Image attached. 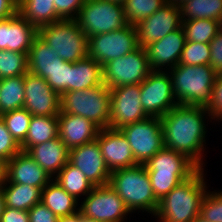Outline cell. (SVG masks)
Returning <instances> with one entry per match:
<instances>
[{"label": "cell", "mask_w": 222, "mask_h": 222, "mask_svg": "<svg viewBox=\"0 0 222 222\" xmlns=\"http://www.w3.org/2000/svg\"><path fill=\"white\" fill-rule=\"evenodd\" d=\"M204 116L206 119L210 117L205 107L178 104L160 118L164 147L183 153L199 168L204 167L202 152L207 137Z\"/></svg>", "instance_id": "6da1fadb"}, {"label": "cell", "mask_w": 222, "mask_h": 222, "mask_svg": "<svg viewBox=\"0 0 222 222\" xmlns=\"http://www.w3.org/2000/svg\"><path fill=\"white\" fill-rule=\"evenodd\" d=\"M204 168H199L187 180L173 188L160 201L156 214L160 222H191L200 216L207 186Z\"/></svg>", "instance_id": "7a4b0ae2"}, {"label": "cell", "mask_w": 222, "mask_h": 222, "mask_svg": "<svg viewBox=\"0 0 222 222\" xmlns=\"http://www.w3.org/2000/svg\"><path fill=\"white\" fill-rule=\"evenodd\" d=\"M124 201L130 213L146 211L154 216L159 206L150 177L144 165H135L111 172L108 184Z\"/></svg>", "instance_id": "3957f363"}, {"label": "cell", "mask_w": 222, "mask_h": 222, "mask_svg": "<svg viewBox=\"0 0 222 222\" xmlns=\"http://www.w3.org/2000/svg\"><path fill=\"white\" fill-rule=\"evenodd\" d=\"M144 166L150 177L154 195L159 201L199 169L183 153L165 147L150 158Z\"/></svg>", "instance_id": "277c9868"}, {"label": "cell", "mask_w": 222, "mask_h": 222, "mask_svg": "<svg viewBox=\"0 0 222 222\" xmlns=\"http://www.w3.org/2000/svg\"><path fill=\"white\" fill-rule=\"evenodd\" d=\"M179 105L206 107L211 99L217 73L210 65H181L167 70Z\"/></svg>", "instance_id": "5b68a950"}, {"label": "cell", "mask_w": 222, "mask_h": 222, "mask_svg": "<svg viewBox=\"0 0 222 222\" xmlns=\"http://www.w3.org/2000/svg\"><path fill=\"white\" fill-rule=\"evenodd\" d=\"M110 89L102 85L68 91L60 95V112L80 115L92 121L100 129L110 123Z\"/></svg>", "instance_id": "8992f818"}, {"label": "cell", "mask_w": 222, "mask_h": 222, "mask_svg": "<svg viewBox=\"0 0 222 222\" xmlns=\"http://www.w3.org/2000/svg\"><path fill=\"white\" fill-rule=\"evenodd\" d=\"M38 36L67 62L74 63L88 56V37L76 20L62 19L46 24L38 28Z\"/></svg>", "instance_id": "52a82bcc"}, {"label": "cell", "mask_w": 222, "mask_h": 222, "mask_svg": "<svg viewBox=\"0 0 222 222\" xmlns=\"http://www.w3.org/2000/svg\"><path fill=\"white\" fill-rule=\"evenodd\" d=\"M75 20L88 38L128 25L123 5L109 0H85Z\"/></svg>", "instance_id": "ba28073f"}, {"label": "cell", "mask_w": 222, "mask_h": 222, "mask_svg": "<svg viewBox=\"0 0 222 222\" xmlns=\"http://www.w3.org/2000/svg\"><path fill=\"white\" fill-rule=\"evenodd\" d=\"M103 83L109 88L137 85L152 72L144 47L115 58L102 66Z\"/></svg>", "instance_id": "9c48e42d"}, {"label": "cell", "mask_w": 222, "mask_h": 222, "mask_svg": "<svg viewBox=\"0 0 222 222\" xmlns=\"http://www.w3.org/2000/svg\"><path fill=\"white\" fill-rule=\"evenodd\" d=\"M127 139L137 164L145 165L164 147L163 127L158 117H148L119 129Z\"/></svg>", "instance_id": "30bf717a"}, {"label": "cell", "mask_w": 222, "mask_h": 222, "mask_svg": "<svg viewBox=\"0 0 222 222\" xmlns=\"http://www.w3.org/2000/svg\"><path fill=\"white\" fill-rule=\"evenodd\" d=\"M88 44V56L102 66L139 47L135 25L130 24L108 33L93 35L88 38Z\"/></svg>", "instance_id": "8fae6325"}, {"label": "cell", "mask_w": 222, "mask_h": 222, "mask_svg": "<svg viewBox=\"0 0 222 222\" xmlns=\"http://www.w3.org/2000/svg\"><path fill=\"white\" fill-rule=\"evenodd\" d=\"M78 207L79 213L97 222H125L130 214L124 201L109 186H96Z\"/></svg>", "instance_id": "7c38bea8"}, {"label": "cell", "mask_w": 222, "mask_h": 222, "mask_svg": "<svg viewBox=\"0 0 222 222\" xmlns=\"http://www.w3.org/2000/svg\"><path fill=\"white\" fill-rule=\"evenodd\" d=\"M140 90L141 104L149 117L161 118L178 105L167 69L166 71H152L140 83Z\"/></svg>", "instance_id": "4fadbf2b"}, {"label": "cell", "mask_w": 222, "mask_h": 222, "mask_svg": "<svg viewBox=\"0 0 222 222\" xmlns=\"http://www.w3.org/2000/svg\"><path fill=\"white\" fill-rule=\"evenodd\" d=\"M110 123L108 128L119 130L149 116L141 104L140 84L110 89Z\"/></svg>", "instance_id": "5bb4252c"}, {"label": "cell", "mask_w": 222, "mask_h": 222, "mask_svg": "<svg viewBox=\"0 0 222 222\" xmlns=\"http://www.w3.org/2000/svg\"><path fill=\"white\" fill-rule=\"evenodd\" d=\"M182 21L180 5L167 2L148 18L135 25L138 46L145 47L151 42L162 39L181 28Z\"/></svg>", "instance_id": "9a60e30c"}, {"label": "cell", "mask_w": 222, "mask_h": 222, "mask_svg": "<svg viewBox=\"0 0 222 222\" xmlns=\"http://www.w3.org/2000/svg\"><path fill=\"white\" fill-rule=\"evenodd\" d=\"M24 89L23 108L32 116L58 117L60 95L49 86L44 78L27 72L24 75Z\"/></svg>", "instance_id": "2e32d148"}, {"label": "cell", "mask_w": 222, "mask_h": 222, "mask_svg": "<svg viewBox=\"0 0 222 222\" xmlns=\"http://www.w3.org/2000/svg\"><path fill=\"white\" fill-rule=\"evenodd\" d=\"M69 162L95 187L109 184L111 172L106 166L97 139L70 149Z\"/></svg>", "instance_id": "e0dca14e"}, {"label": "cell", "mask_w": 222, "mask_h": 222, "mask_svg": "<svg viewBox=\"0 0 222 222\" xmlns=\"http://www.w3.org/2000/svg\"><path fill=\"white\" fill-rule=\"evenodd\" d=\"M185 42V32L181 27L167 34L162 39L145 46L152 71H165L167 66H169L168 70L174 68L179 63Z\"/></svg>", "instance_id": "ac0fdd59"}, {"label": "cell", "mask_w": 222, "mask_h": 222, "mask_svg": "<svg viewBox=\"0 0 222 222\" xmlns=\"http://www.w3.org/2000/svg\"><path fill=\"white\" fill-rule=\"evenodd\" d=\"M96 139L110 172L138 165L127 139L120 130L100 129Z\"/></svg>", "instance_id": "d6986e66"}, {"label": "cell", "mask_w": 222, "mask_h": 222, "mask_svg": "<svg viewBox=\"0 0 222 222\" xmlns=\"http://www.w3.org/2000/svg\"><path fill=\"white\" fill-rule=\"evenodd\" d=\"M38 29L19 13L0 21V50L29 53Z\"/></svg>", "instance_id": "ffe728a7"}, {"label": "cell", "mask_w": 222, "mask_h": 222, "mask_svg": "<svg viewBox=\"0 0 222 222\" xmlns=\"http://www.w3.org/2000/svg\"><path fill=\"white\" fill-rule=\"evenodd\" d=\"M6 182L31 185L41 190L53 179L26 152L19 151L6 162Z\"/></svg>", "instance_id": "44dd1931"}, {"label": "cell", "mask_w": 222, "mask_h": 222, "mask_svg": "<svg viewBox=\"0 0 222 222\" xmlns=\"http://www.w3.org/2000/svg\"><path fill=\"white\" fill-rule=\"evenodd\" d=\"M100 128L80 115L59 113L58 137L70 150L97 138Z\"/></svg>", "instance_id": "7402d4cb"}, {"label": "cell", "mask_w": 222, "mask_h": 222, "mask_svg": "<svg viewBox=\"0 0 222 222\" xmlns=\"http://www.w3.org/2000/svg\"><path fill=\"white\" fill-rule=\"evenodd\" d=\"M27 153L54 178L69 162L70 150L61 139L56 138L32 146Z\"/></svg>", "instance_id": "603a6c76"}, {"label": "cell", "mask_w": 222, "mask_h": 222, "mask_svg": "<svg viewBox=\"0 0 222 222\" xmlns=\"http://www.w3.org/2000/svg\"><path fill=\"white\" fill-rule=\"evenodd\" d=\"M103 84L102 65L87 56L71 63L69 91L88 89Z\"/></svg>", "instance_id": "cb8c5ba5"}, {"label": "cell", "mask_w": 222, "mask_h": 222, "mask_svg": "<svg viewBox=\"0 0 222 222\" xmlns=\"http://www.w3.org/2000/svg\"><path fill=\"white\" fill-rule=\"evenodd\" d=\"M79 200L67 193L54 179L41 191V202L57 217L71 216L79 212Z\"/></svg>", "instance_id": "d4e9b609"}, {"label": "cell", "mask_w": 222, "mask_h": 222, "mask_svg": "<svg viewBox=\"0 0 222 222\" xmlns=\"http://www.w3.org/2000/svg\"><path fill=\"white\" fill-rule=\"evenodd\" d=\"M18 13L37 29L62 20L56 13L54 0H19Z\"/></svg>", "instance_id": "484cf974"}, {"label": "cell", "mask_w": 222, "mask_h": 222, "mask_svg": "<svg viewBox=\"0 0 222 222\" xmlns=\"http://www.w3.org/2000/svg\"><path fill=\"white\" fill-rule=\"evenodd\" d=\"M5 206L28 211L41 202V189L31 185L5 183L2 187Z\"/></svg>", "instance_id": "4316f807"}, {"label": "cell", "mask_w": 222, "mask_h": 222, "mask_svg": "<svg viewBox=\"0 0 222 222\" xmlns=\"http://www.w3.org/2000/svg\"><path fill=\"white\" fill-rule=\"evenodd\" d=\"M58 136V117L32 116L25 140L20 144L22 151L52 140Z\"/></svg>", "instance_id": "83f0119b"}, {"label": "cell", "mask_w": 222, "mask_h": 222, "mask_svg": "<svg viewBox=\"0 0 222 222\" xmlns=\"http://www.w3.org/2000/svg\"><path fill=\"white\" fill-rule=\"evenodd\" d=\"M55 61H58V53H54L53 49L37 35L28 53V72L45 79Z\"/></svg>", "instance_id": "f1b7e54d"}, {"label": "cell", "mask_w": 222, "mask_h": 222, "mask_svg": "<svg viewBox=\"0 0 222 222\" xmlns=\"http://www.w3.org/2000/svg\"><path fill=\"white\" fill-rule=\"evenodd\" d=\"M67 193L77 200L87 196L95 187L87 177L70 162L53 178Z\"/></svg>", "instance_id": "f546056e"}, {"label": "cell", "mask_w": 222, "mask_h": 222, "mask_svg": "<svg viewBox=\"0 0 222 222\" xmlns=\"http://www.w3.org/2000/svg\"><path fill=\"white\" fill-rule=\"evenodd\" d=\"M24 90V75L1 79L0 115L23 108L25 99Z\"/></svg>", "instance_id": "4dcf8cb0"}, {"label": "cell", "mask_w": 222, "mask_h": 222, "mask_svg": "<svg viewBox=\"0 0 222 222\" xmlns=\"http://www.w3.org/2000/svg\"><path fill=\"white\" fill-rule=\"evenodd\" d=\"M180 8L183 21L212 19L222 23V0H185Z\"/></svg>", "instance_id": "1f68e13d"}, {"label": "cell", "mask_w": 222, "mask_h": 222, "mask_svg": "<svg viewBox=\"0 0 222 222\" xmlns=\"http://www.w3.org/2000/svg\"><path fill=\"white\" fill-rule=\"evenodd\" d=\"M186 41L207 43L222 29V23L212 19L182 21Z\"/></svg>", "instance_id": "d6a6232c"}, {"label": "cell", "mask_w": 222, "mask_h": 222, "mask_svg": "<svg viewBox=\"0 0 222 222\" xmlns=\"http://www.w3.org/2000/svg\"><path fill=\"white\" fill-rule=\"evenodd\" d=\"M166 3L167 0H125L122 5L127 23L136 25Z\"/></svg>", "instance_id": "836d02e7"}, {"label": "cell", "mask_w": 222, "mask_h": 222, "mask_svg": "<svg viewBox=\"0 0 222 222\" xmlns=\"http://www.w3.org/2000/svg\"><path fill=\"white\" fill-rule=\"evenodd\" d=\"M28 72V53L0 50V79L25 75Z\"/></svg>", "instance_id": "e575fe53"}, {"label": "cell", "mask_w": 222, "mask_h": 222, "mask_svg": "<svg viewBox=\"0 0 222 222\" xmlns=\"http://www.w3.org/2000/svg\"><path fill=\"white\" fill-rule=\"evenodd\" d=\"M0 117L7 130L21 144L27 136L32 115L25 108H19L3 113Z\"/></svg>", "instance_id": "d590c367"}, {"label": "cell", "mask_w": 222, "mask_h": 222, "mask_svg": "<svg viewBox=\"0 0 222 222\" xmlns=\"http://www.w3.org/2000/svg\"><path fill=\"white\" fill-rule=\"evenodd\" d=\"M210 47L207 43L186 41L178 64L210 65Z\"/></svg>", "instance_id": "8d00e7d4"}, {"label": "cell", "mask_w": 222, "mask_h": 222, "mask_svg": "<svg viewBox=\"0 0 222 222\" xmlns=\"http://www.w3.org/2000/svg\"><path fill=\"white\" fill-rule=\"evenodd\" d=\"M70 70L71 62L58 57V61L53 62L50 74L45 78L49 86L59 95L69 91Z\"/></svg>", "instance_id": "74e56055"}, {"label": "cell", "mask_w": 222, "mask_h": 222, "mask_svg": "<svg viewBox=\"0 0 222 222\" xmlns=\"http://www.w3.org/2000/svg\"><path fill=\"white\" fill-rule=\"evenodd\" d=\"M200 216L210 222H222V191L208 190L202 200Z\"/></svg>", "instance_id": "f35d334b"}, {"label": "cell", "mask_w": 222, "mask_h": 222, "mask_svg": "<svg viewBox=\"0 0 222 222\" xmlns=\"http://www.w3.org/2000/svg\"><path fill=\"white\" fill-rule=\"evenodd\" d=\"M21 151L20 144L14 139L7 130L2 118L0 117V159L8 161Z\"/></svg>", "instance_id": "ab89813d"}, {"label": "cell", "mask_w": 222, "mask_h": 222, "mask_svg": "<svg viewBox=\"0 0 222 222\" xmlns=\"http://www.w3.org/2000/svg\"><path fill=\"white\" fill-rule=\"evenodd\" d=\"M205 109L208 111L210 119L222 121V73L217 74L212 87L211 99Z\"/></svg>", "instance_id": "60d3db41"}, {"label": "cell", "mask_w": 222, "mask_h": 222, "mask_svg": "<svg viewBox=\"0 0 222 222\" xmlns=\"http://www.w3.org/2000/svg\"><path fill=\"white\" fill-rule=\"evenodd\" d=\"M85 0H54L57 15L61 19L75 20Z\"/></svg>", "instance_id": "b9f144b4"}, {"label": "cell", "mask_w": 222, "mask_h": 222, "mask_svg": "<svg viewBox=\"0 0 222 222\" xmlns=\"http://www.w3.org/2000/svg\"><path fill=\"white\" fill-rule=\"evenodd\" d=\"M210 66L217 73H222V29L209 42Z\"/></svg>", "instance_id": "7bdbcfd3"}, {"label": "cell", "mask_w": 222, "mask_h": 222, "mask_svg": "<svg viewBox=\"0 0 222 222\" xmlns=\"http://www.w3.org/2000/svg\"><path fill=\"white\" fill-rule=\"evenodd\" d=\"M28 212L29 222H59V217L42 202L35 204Z\"/></svg>", "instance_id": "ee69618b"}, {"label": "cell", "mask_w": 222, "mask_h": 222, "mask_svg": "<svg viewBox=\"0 0 222 222\" xmlns=\"http://www.w3.org/2000/svg\"><path fill=\"white\" fill-rule=\"evenodd\" d=\"M0 222H29V212L5 206Z\"/></svg>", "instance_id": "f6af8a7d"}, {"label": "cell", "mask_w": 222, "mask_h": 222, "mask_svg": "<svg viewBox=\"0 0 222 222\" xmlns=\"http://www.w3.org/2000/svg\"><path fill=\"white\" fill-rule=\"evenodd\" d=\"M19 0H0V21L18 13Z\"/></svg>", "instance_id": "bcb514c9"}, {"label": "cell", "mask_w": 222, "mask_h": 222, "mask_svg": "<svg viewBox=\"0 0 222 222\" xmlns=\"http://www.w3.org/2000/svg\"><path fill=\"white\" fill-rule=\"evenodd\" d=\"M6 161L0 159V188H2L6 182Z\"/></svg>", "instance_id": "7dc6e473"}, {"label": "cell", "mask_w": 222, "mask_h": 222, "mask_svg": "<svg viewBox=\"0 0 222 222\" xmlns=\"http://www.w3.org/2000/svg\"><path fill=\"white\" fill-rule=\"evenodd\" d=\"M59 222H81V214L77 212L71 216L59 217Z\"/></svg>", "instance_id": "c3c4849f"}, {"label": "cell", "mask_w": 222, "mask_h": 222, "mask_svg": "<svg viewBox=\"0 0 222 222\" xmlns=\"http://www.w3.org/2000/svg\"><path fill=\"white\" fill-rule=\"evenodd\" d=\"M4 207H5L4 193H3L2 188H0V218L4 210Z\"/></svg>", "instance_id": "681fc988"}, {"label": "cell", "mask_w": 222, "mask_h": 222, "mask_svg": "<svg viewBox=\"0 0 222 222\" xmlns=\"http://www.w3.org/2000/svg\"><path fill=\"white\" fill-rule=\"evenodd\" d=\"M191 222H210V221L203 219L201 216H198L194 218Z\"/></svg>", "instance_id": "f907efd6"}, {"label": "cell", "mask_w": 222, "mask_h": 222, "mask_svg": "<svg viewBox=\"0 0 222 222\" xmlns=\"http://www.w3.org/2000/svg\"><path fill=\"white\" fill-rule=\"evenodd\" d=\"M184 1H185V0H167V2L176 4V5H180V4H182Z\"/></svg>", "instance_id": "816d5d0a"}, {"label": "cell", "mask_w": 222, "mask_h": 222, "mask_svg": "<svg viewBox=\"0 0 222 222\" xmlns=\"http://www.w3.org/2000/svg\"><path fill=\"white\" fill-rule=\"evenodd\" d=\"M81 222H97V221L81 215Z\"/></svg>", "instance_id": "f5cc1de1"}, {"label": "cell", "mask_w": 222, "mask_h": 222, "mask_svg": "<svg viewBox=\"0 0 222 222\" xmlns=\"http://www.w3.org/2000/svg\"><path fill=\"white\" fill-rule=\"evenodd\" d=\"M109 1L117 2L119 4H123L125 0H109Z\"/></svg>", "instance_id": "db71d44e"}]
</instances>
